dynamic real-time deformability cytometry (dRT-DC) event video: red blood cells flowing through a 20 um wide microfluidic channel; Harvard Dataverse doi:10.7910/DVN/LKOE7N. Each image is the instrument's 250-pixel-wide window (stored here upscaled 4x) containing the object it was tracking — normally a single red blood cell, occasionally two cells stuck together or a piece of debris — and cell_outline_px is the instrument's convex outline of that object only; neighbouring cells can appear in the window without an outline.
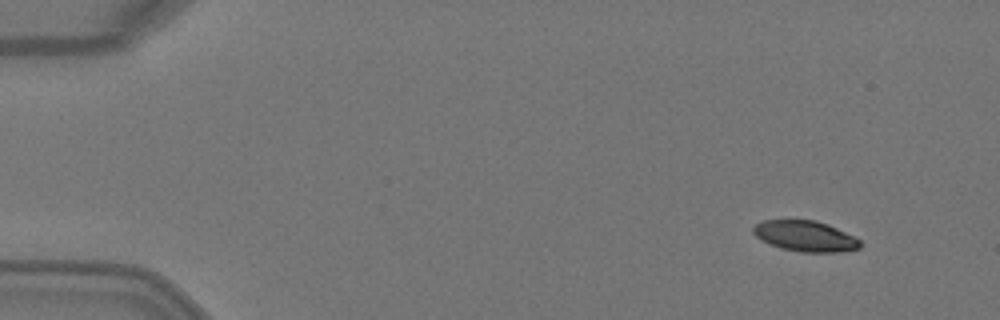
{"species": "Egyptian fruit bat (a non-hibernating species)", "species_latin": "Rousettus aegyptiacus", "temperature_condition": "warm", "stored_images_in_passage": 3, "camera_frame_rate_fps": 3000, "um_per_image_px": 0.085, "animal": {"sex": "female"}, "frame": {"image": 1, "passage_image": 1, "time_ms": 0.0, "image_size_px": [1000, 320], "cell_outline_px": [[860, 248], [840, 252], [800, 252], [780, 248], [756, 236], [752, 232], [752, 228], [756, 224], [764, 220], [816, 220], [828, 224], [860, 240]], "centroid_in_image_um": [68.44, 20.07], "position_along_channel_um": 16.6, "area_um2": 18.9}}